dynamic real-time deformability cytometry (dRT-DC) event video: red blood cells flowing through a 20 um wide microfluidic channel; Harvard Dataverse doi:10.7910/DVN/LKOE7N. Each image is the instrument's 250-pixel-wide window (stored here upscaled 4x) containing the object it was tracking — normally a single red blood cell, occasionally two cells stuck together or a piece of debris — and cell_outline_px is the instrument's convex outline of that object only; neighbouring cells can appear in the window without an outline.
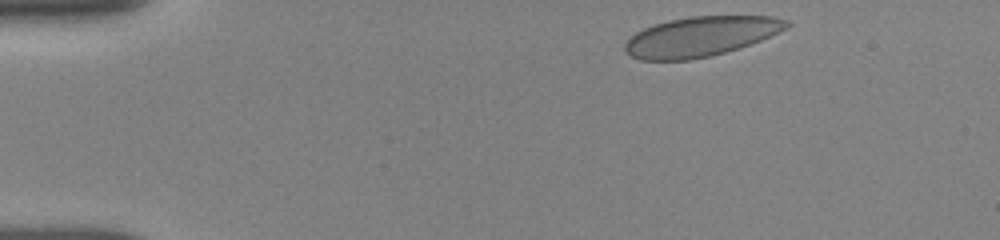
{"species": "human", "species_latin": "Homo sapiens", "temperature_condition": "room temperature", "stored_images_in_passage": 4, "camera_frame_rate_fps": 3000, "um_per_image_px": 0.085, "donor": {"sex": "female"}, "frame": {"image": 1, "passage_image": 1, "time_ms": 0.0, "image_size_px": [1000, 240], "cell_outline_px": [[792, 24], [760, 40], [740, 48], [692, 60], [640, 60], [624, 52], [624, 44], [636, 32], [644, 28], [668, 20], [692, 16], [772, 16], [788, 20]], "centroid_in_image_um": [59.53, 3.1], "position_along_channel_um": 25.5, "area_um2": 37.22}}